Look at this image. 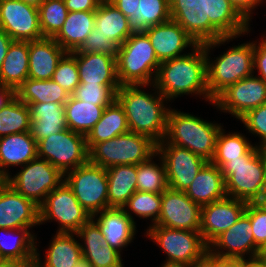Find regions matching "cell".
I'll return each instance as SVG.
<instances>
[{
  "label": "cell",
  "mask_w": 266,
  "mask_h": 267,
  "mask_svg": "<svg viewBox=\"0 0 266 267\" xmlns=\"http://www.w3.org/2000/svg\"><path fill=\"white\" fill-rule=\"evenodd\" d=\"M35 261L2 260L0 267H34Z\"/></svg>",
  "instance_id": "6f0895ef"
},
{
  "label": "cell",
  "mask_w": 266,
  "mask_h": 267,
  "mask_svg": "<svg viewBox=\"0 0 266 267\" xmlns=\"http://www.w3.org/2000/svg\"><path fill=\"white\" fill-rule=\"evenodd\" d=\"M146 237L153 240L166 253V262L191 265L209 249V245L204 241L200 231L149 225Z\"/></svg>",
  "instance_id": "4fadbf2b"
},
{
  "label": "cell",
  "mask_w": 266,
  "mask_h": 267,
  "mask_svg": "<svg viewBox=\"0 0 266 267\" xmlns=\"http://www.w3.org/2000/svg\"><path fill=\"white\" fill-rule=\"evenodd\" d=\"M108 208H122L137 191V165H116L106 169Z\"/></svg>",
  "instance_id": "836d02e7"
},
{
  "label": "cell",
  "mask_w": 266,
  "mask_h": 267,
  "mask_svg": "<svg viewBox=\"0 0 266 267\" xmlns=\"http://www.w3.org/2000/svg\"><path fill=\"white\" fill-rule=\"evenodd\" d=\"M186 195L201 207L227 196L225 180L218 166L207 162L185 190Z\"/></svg>",
  "instance_id": "83f0119b"
},
{
  "label": "cell",
  "mask_w": 266,
  "mask_h": 267,
  "mask_svg": "<svg viewBox=\"0 0 266 267\" xmlns=\"http://www.w3.org/2000/svg\"><path fill=\"white\" fill-rule=\"evenodd\" d=\"M157 154L164 162L168 187L177 191L185 192L208 162L189 149L173 144H157Z\"/></svg>",
  "instance_id": "2e32d148"
},
{
  "label": "cell",
  "mask_w": 266,
  "mask_h": 267,
  "mask_svg": "<svg viewBox=\"0 0 266 267\" xmlns=\"http://www.w3.org/2000/svg\"><path fill=\"white\" fill-rule=\"evenodd\" d=\"M67 52L53 39L29 41L28 78L50 80L59 61Z\"/></svg>",
  "instance_id": "484cf974"
},
{
  "label": "cell",
  "mask_w": 266,
  "mask_h": 267,
  "mask_svg": "<svg viewBox=\"0 0 266 267\" xmlns=\"http://www.w3.org/2000/svg\"><path fill=\"white\" fill-rule=\"evenodd\" d=\"M29 42L12 41L0 69V84L17 89L27 78Z\"/></svg>",
  "instance_id": "d590c367"
},
{
  "label": "cell",
  "mask_w": 266,
  "mask_h": 267,
  "mask_svg": "<svg viewBox=\"0 0 266 267\" xmlns=\"http://www.w3.org/2000/svg\"><path fill=\"white\" fill-rule=\"evenodd\" d=\"M37 157L48 161L63 175L89 161L86 136L69 128L37 142Z\"/></svg>",
  "instance_id": "9c48e42d"
},
{
  "label": "cell",
  "mask_w": 266,
  "mask_h": 267,
  "mask_svg": "<svg viewBox=\"0 0 266 267\" xmlns=\"http://www.w3.org/2000/svg\"><path fill=\"white\" fill-rule=\"evenodd\" d=\"M30 228L33 227L0 228V257L3 260L35 261L37 235L32 234Z\"/></svg>",
  "instance_id": "4dcf8cb0"
},
{
  "label": "cell",
  "mask_w": 266,
  "mask_h": 267,
  "mask_svg": "<svg viewBox=\"0 0 266 267\" xmlns=\"http://www.w3.org/2000/svg\"><path fill=\"white\" fill-rule=\"evenodd\" d=\"M72 95L80 84L76 58L67 52L59 61L55 72L51 78Z\"/></svg>",
  "instance_id": "f6af8a7d"
},
{
  "label": "cell",
  "mask_w": 266,
  "mask_h": 267,
  "mask_svg": "<svg viewBox=\"0 0 266 267\" xmlns=\"http://www.w3.org/2000/svg\"><path fill=\"white\" fill-rule=\"evenodd\" d=\"M64 175L48 161L36 157L21 170L6 177V183L26 198L41 205L63 181Z\"/></svg>",
  "instance_id": "7c38bea8"
},
{
  "label": "cell",
  "mask_w": 266,
  "mask_h": 267,
  "mask_svg": "<svg viewBox=\"0 0 266 267\" xmlns=\"http://www.w3.org/2000/svg\"><path fill=\"white\" fill-rule=\"evenodd\" d=\"M217 267H244V259L221 258L217 255Z\"/></svg>",
  "instance_id": "9f6ffc18"
},
{
  "label": "cell",
  "mask_w": 266,
  "mask_h": 267,
  "mask_svg": "<svg viewBox=\"0 0 266 267\" xmlns=\"http://www.w3.org/2000/svg\"><path fill=\"white\" fill-rule=\"evenodd\" d=\"M39 211L40 225L53 220L59 224L56 232L76 233L92 218L65 181L46 196Z\"/></svg>",
  "instance_id": "8fae6325"
},
{
  "label": "cell",
  "mask_w": 266,
  "mask_h": 267,
  "mask_svg": "<svg viewBox=\"0 0 266 267\" xmlns=\"http://www.w3.org/2000/svg\"><path fill=\"white\" fill-rule=\"evenodd\" d=\"M40 226L39 205L5 183L0 188V228Z\"/></svg>",
  "instance_id": "44dd1931"
},
{
  "label": "cell",
  "mask_w": 266,
  "mask_h": 267,
  "mask_svg": "<svg viewBox=\"0 0 266 267\" xmlns=\"http://www.w3.org/2000/svg\"><path fill=\"white\" fill-rule=\"evenodd\" d=\"M12 41L13 40L2 29H0V69Z\"/></svg>",
  "instance_id": "11a10c76"
},
{
  "label": "cell",
  "mask_w": 266,
  "mask_h": 267,
  "mask_svg": "<svg viewBox=\"0 0 266 267\" xmlns=\"http://www.w3.org/2000/svg\"><path fill=\"white\" fill-rule=\"evenodd\" d=\"M82 53H102L117 58L118 47L93 29L85 42L78 49Z\"/></svg>",
  "instance_id": "c3c4849f"
},
{
  "label": "cell",
  "mask_w": 266,
  "mask_h": 267,
  "mask_svg": "<svg viewBox=\"0 0 266 267\" xmlns=\"http://www.w3.org/2000/svg\"><path fill=\"white\" fill-rule=\"evenodd\" d=\"M64 181L91 216L108 209L106 168L88 161L86 164L67 172L64 175Z\"/></svg>",
  "instance_id": "30bf717a"
},
{
  "label": "cell",
  "mask_w": 266,
  "mask_h": 267,
  "mask_svg": "<svg viewBox=\"0 0 266 267\" xmlns=\"http://www.w3.org/2000/svg\"><path fill=\"white\" fill-rule=\"evenodd\" d=\"M157 153V143L150 137L128 132L95 144L89 150V162L103 168L138 165Z\"/></svg>",
  "instance_id": "ba28073f"
},
{
  "label": "cell",
  "mask_w": 266,
  "mask_h": 267,
  "mask_svg": "<svg viewBox=\"0 0 266 267\" xmlns=\"http://www.w3.org/2000/svg\"><path fill=\"white\" fill-rule=\"evenodd\" d=\"M76 58L80 84L120 85L116 58L102 53L70 52Z\"/></svg>",
  "instance_id": "d4e9b609"
},
{
  "label": "cell",
  "mask_w": 266,
  "mask_h": 267,
  "mask_svg": "<svg viewBox=\"0 0 266 267\" xmlns=\"http://www.w3.org/2000/svg\"><path fill=\"white\" fill-rule=\"evenodd\" d=\"M206 27L201 12L191 0L171 20L149 27L144 32L161 63L188 54L184 50L200 43Z\"/></svg>",
  "instance_id": "277c9868"
},
{
  "label": "cell",
  "mask_w": 266,
  "mask_h": 267,
  "mask_svg": "<svg viewBox=\"0 0 266 267\" xmlns=\"http://www.w3.org/2000/svg\"><path fill=\"white\" fill-rule=\"evenodd\" d=\"M16 97V90L0 84V109L6 106Z\"/></svg>",
  "instance_id": "db71d44e"
},
{
  "label": "cell",
  "mask_w": 266,
  "mask_h": 267,
  "mask_svg": "<svg viewBox=\"0 0 266 267\" xmlns=\"http://www.w3.org/2000/svg\"><path fill=\"white\" fill-rule=\"evenodd\" d=\"M254 145L256 144H252L244 134H226L222 127L217 137L214 157L210 162L220 168L225 162L241 159V156L246 155Z\"/></svg>",
  "instance_id": "f35d334b"
},
{
  "label": "cell",
  "mask_w": 266,
  "mask_h": 267,
  "mask_svg": "<svg viewBox=\"0 0 266 267\" xmlns=\"http://www.w3.org/2000/svg\"><path fill=\"white\" fill-rule=\"evenodd\" d=\"M129 131L130 129L125 111L116 100L113 104L104 109L101 119L87 134V149L89 151L95 144L115 138Z\"/></svg>",
  "instance_id": "e575fe53"
},
{
  "label": "cell",
  "mask_w": 266,
  "mask_h": 267,
  "mask_svg": "<svg viewBox=\"0 0 266 267\" xmlns=\"http://www.w3.org/2000/svg\"><path fill=\"white\" fill-rule=\"evenodd\" d=\"M109 246L120 253L133 242L136 224L122 208H108L92 216Z\"/></svg>",
  "instance_id": "cb8c5ba5"
},
{
  "label": "cell",
  "mask_w": 266,
  "mask_h": 267,
  "mask_svg": "<svg viewBox=\"0 0 266 267\" xmlns=\"http://www.w3.org/2000/svg\"><path fill=\"white\" fill-rule=\"evenodd\" d=\"M259 202L266 206V185H265V190H264L263 196Z\"/></svg>",
  "instance_id": "e7e4bbea"
},
{
  "label": "cell",
  "mask_w": 266,
  "mask_h": 267,
  "mask_svg": "<svg viewBox=\"0 0 266 267\" xmlns=\"http://www.w3.org/2000/svg\"><path fill=\"white\" fill-rule=\"evenodd\" d=\"M30 126V108L17 97L0 109V137L29 132Z\"/></svg>",
  "instance_id": "ab89813d"
},
{
  "label": "cell",
  "mask_w": 266,
  "mask_h": 267,
  "mask_svg": "<svg viewBox=\"0 0 266 267\" xmlns=\"http://www.w3.org/2000/svg\"><path fill=\"white\" fill-rule=\"evenodd\" d=\"M36 157L37 142L30 132L0 137V172L5 177L10 175V166L22 167Z\"/></svg>",
  "instance_id": "4316f807"
},
{
  "label": "cell",
  "mask_w": 266,
  "mask_h": 267,
  "mask_svg": "<svg viewBox=\"0 0 266 267\" xmlns=\"http://www.w3.org/2000/svg\"><path fill=\"white\" fill-rule=\"evenodd\" d=\"M208 27H241L249 25L253 10L263 0H192Z\"/></svg>",
  "instance_id": "ac0fdd59"
},
{
  "label": "cell",
  "mask_w": 266,
  "mask_h": 267,
  "mask_svg": "<svg viewBox=\"0 0 266 267\" xmlns=\"http://www.w3.org/2000/svg\"><path fill=\"white\" fill-rule=\"evenodd\" d=\"M245 213L250 217L255 244L266 254V206L260 202H250Z\"/></svg>",
  "instance_id": "bcb514c9"
},
{
  "label": "cell",
  "mask_w": 266,
  "mask_h": 267,
  "mask_svg": "<svg viewBox=\"0 0 266 267\" xmlns=\"http://www.w3.org/2000/svg\"><path fill=\"white\" fill-rule=\"evenodd\" d=\"M160 267H190V264L165 261Z\"/></svg>",
  "instance_id": "94428289"
},
{
  "label": "cell",
  "mask_w": 266,
  "mask_h": 267,
  "mask_svg": "<svg viewBox=\"0 0 266 267\" xmlns=\"http://www.w3.org/2000/svg\"><path fill=\"white\" fill-rule=\"evenodd\" d=\"M160 163H155L153 158ZM137 191L162 194L167 188L166 169L162 158L156 153L146 162L137 165Z\"/></svg>",
  "instance_id": "60d3db41"
},
{
  "label": "cell",
  "mask_w": 266,
  "mask_h": 267,
  "mask_svg": "<svg viewBox=\"0 0 266 267\" xmlns=\"http://www.w3.org/2000/svg\"><path fill=\"white\" fill-rule=\"evenodd\" d=\"M117 78L122 85H151L160 66L145 32L132 33L118 48Z\"/></svg>",
  "instance_id": "52a82bcc"
},
{
  "label": "cell",
  "mask_w": 266,
  "mask_h": 267,
  "mask_svg": "<svg viewBox=\"0 0 266 267\" xmlns=\"http://www.w3.org/2000/svg\"><path fill=\"white\" fill-rule=\"evenodd\" d=\"M221 123L209 122L190 113L172 109L167 116V130L164 140L158 144H173L189 149L210 162L215 154Z\"/></svg>",
  "instance_id": "5b68a950"
},
{
  "label": "cell",
  "mask_w": 266,
  "mask_h": 267,
  "mask_svg": "<svg viewBox=\"0 0 266 267\" xmlns=\"http://www.w3.org/2000/svg\"><path fill=\"white\" fill-rule=\"evenodd\" d=\"M96 33L109 38L118 48L132 34L128 18L110 2L101 1L95 11L94 28Z\"/></svg>",
  "instance_id": "d6a6232c"
},
{
  "label": "cell",
  "mask_w": 266,
  "mask_h": 267,
  "mask_svg": "<svg viewBox=\"0 0 266 267\" xmlns=\"http://www.w3.org/2000/svg\"><path fill=\"white\" fill-rule=\"evenodd\" d=\"M31 111L30 135L38 142L67 128L64 104L40 102L29 105Z\"/></svg>",
  "instance_id": "f1b7e54d"
},
{
  "label": "cell",
  "mask_w": 266,
  "mask_h": 267,
  "mask_svg": "<svg viewBox=\"0 0 266 267\" xmlns=\"http://www.w3.org/2000/svg\"><path fill=\"white\" fill-rule=\"evenodd\" d=\"M265 102L266 82L253 74L228 86L214 99L212 105L239 120L249 110Z\"/></svg>",
  "instance_id": "5bb4252c"
},
{
  "label": "cell",
  "mask_w": 266,
  "mask_h": 267,
  "mask_svg": "<svg viewBox=\"0 0 266 267\" xmlns=\"http://www.w3.org/2000/svg\"><path fill=\"white\" fill-rule=\"evenodd\" d=\"M24 3H26L27 5L39 8V6L45 1V0H20Z\"/></svg>",
  "instance_id": "6125c7cd"
},
{
  "label": "cell",
  "mask_w": 266,
  "mask_h": 267,
  "mask_svg": "<svg viewBox=\"0 0 266 267\" xmlns=\"http://www.w3.org/2000/svg\"><path fill=\"white\" fill-rule=\"evenodd\" d=\"M240 122L244 124V127L249 133L259 137V144L257 145L266 149V102L257 108L249 110L240 119Z\"/></svg>",
  "instance_id": "7dc6e473"
},
{
  "label": "cell",
  "mask_w": 266,
  "mask_h": 267,
  "mask_svg": "<svg viewBox=\"0 0 266 267\" xmlns=\"http://www.w3.org/2000/svg\"><path fill=\"white\" fill-rule=\"evenodd\" d=\"M76 233L56 232L48 246L44 262L40 251L36 250L34 267H75L82 256L81 244L75 239Z\"/></svg>",
  "instance_id": "f546056e"
},
{
  "label": "cell",
  "mask_w": 266,
  "mask_h": 267,
  "mask_svg": "<svg viewBox=\"0 0 266 267\" xmlns=\"http://www.w3.org/2000/svg\"><path fill=\"white\" fill-rule=\"evenodd\" d=\"M201 206L184 191L167 188L161 194V211L154 225L173 229L200 231Z\"/></svg>",
  "instance_id": "d6986e66"
},
{
  "label": "cell",
  "mask_w": 266,
  "mask_h": 267,
  "mask_svg": "<svg viewBox=\"0 0 266 267\" xmlns=\"http://www.w3.org/2000/svg\"><path fill=\"white\" fill-rule=\"evenodd\" d=\"M68 12L96 11L101 0H64Z\"/></svg>",
  "instance_id": "f907efd6"
},
{
  "label": "cell",
  "mask_w": 266,
  "mask_h": 267,
  "mask_svg": "<svg viewBox=\"0 0 266 267\" xmlns=\"http://www.w3.org/2000/svg\"><path fill=\"white\" fill-rule=\"evenodd\" d=\"M121 85L79 84L72 96L97 106H110L117 100Z\"/></svg>",
  "instance_id": "ee69618b"
},
{
  "label": "cell",
  "mask_w": 266,
  "mask_h": 267,
  "mask_svg": "<svg viewBox=\"0 0 266 267\" xmlns=\"http://www.w3.org/2000/svg\"><path fill=\"white\" fill-rule=\"evenodd\" d=\"M146 86L154 88L155 92L146 93L140 89ZM117 101L125 111L130 132L146 135L157 144L164 140L169 102L153 84L122 85L117 92Z\"/></svg>",
  "instance_id": "3957f363"
},
{
  "label": "cell",
  "mask_w": 266,
  "mask_h": 267,
  "mask_svg": "<svg viewBox=\"0 0 266 267\" xmlns=\"http://www.w3.org/2000/svg\"><path fill=\"white\" fill-rule=\"evenodd\" d=\"M209 250L221 258L246 259L249 255L250 260L266 255L255 244L250 217L245 212L209 244Z\"/></svg>",
  "instance_id": "9a60e30c"
},
{
  "label": "cell",
  "mask_w": 266,
  "mask_h": 267,
  "mask_svg": "<svg viewBox=\"0 0 266 267\" xmlns=\"http://www.w3.org/2000/svg\"><path fill=\"white\" fill-rule=\"evenodd\" d=\"M250 25L241 27H206L204 30V50L206 54L207 88L210 100L214 99L228 86L249 77L254 71V44L234 45L226 52L212 59L209 55L215 47L250 32ZM212 48V49H211ZM211 50V51H210ZM211 58V59H210ZM214 60V61H213Z\"/></svg>",
  "instance_id": "6da1fadb"
},
{
  "label": "cell",
  "mask_w": 266,
  "mask_h": 267,
  "mask_svg": "<svg viewBox=\"0 0 266 267\" xmlns=\"http://www.w3.org/2000/svg\"><path fill=\"white\" fill-rule=\"evenodd\" d=\"M81 250L93 267H124L121 253L109 246L99 225L91 218L77 232ZM84 243V244H83Z\"/></svg>",
  "instance_id": "603a6c76"
},
{
  "label": "cell",
  "mask_w": 266,
  "mask_h": 267,
  "mask_svg": "<svg viewBox=\"0 0 266 267\" xmlns=\"http://www.w3.org/2000/svg\"><path fill=\"white\" fill-rule=\"evenodd\" d=\"M228 197L259 202L266 185V149L255 145L241 159L230 160L220 167Z\"/></svg>",
  "instance_id": "8992f818"
},
{
  "label": "cell",
  "mask_w": 266,
  "mask_h": 267,
  "mask_svg": "<svg viewBox=\"0 0 266 267\" xmlns=\"http://www.w3.org/2000/svg\"><path fill=\"white\" fill-rule=\"evenodd\" d=\"M106 107L78 100L70 95L64 104L67 128L87 136L94 125L101 119Z\"/></svg>",
  "instance_id": "74e56055"
},
{
  "label": "cell",
  "mask_w": 266,
  "mask_h": 267,
  "mask_svg": "<svg viewBox=\"0 0 266 267\" xmlns=\"http://www.w3.org/2000/svg\"><path fill=\"white\" fill-rule=\"evenodd\" d=\"M38 11L43 37L53 38L62 28L68 14L64 0H45Z\"/></svg>",
  "instance_id": "7bdbcfd3"
},
{
  "label": "cell",
  "mask_w": 266,
  "mask_h": 267,
  "mask_svg": "<svg viewBox=\"0 0 266 267\" xmlns=\"http://www.w3.org/2000/svg\"><path fill=\"white\" fill-rule=\"evenodd\" d=\"M110 3L119 9L127 18L134 14L135 0H112Z\"/></svg>",
  "instance_id": "f5cc1de1"
},
{
  "label": "cell",
  "mask_w": 266,
  "mask_h": 267,
  "mask_svg": "<svg viewBox=\"0 0 266 267\" xmlns=\"http://www.w3.org/2000/svg\"><path fill=\"white\" fill-rule=\"evenodd\" d=\"M247 202L226 196L201 207L200 232L209 245L245 212Z\"/></svg>",
  "instance_id": "ffe728a7"
},
{
  "label": "cell",
  "mask_w": 266,
  "mask_h": 267,
  "mask_svg": "<svg viewBox=\"0 0 266 267\" xmlns=\"http://www.w3.org/2000/svg\"><path fill=\"white\" fill-rule=\"evenodd\" d=\"M190 267H217V255L213 254L209 249L198 257Z\"/></svg>",
  "instance_id": "816d5d0a"
},
{
  "label": "cell",
  "mask_w": 266,
  "mask_h": 267,
  "mask_svg": "<svg viewBox=\"0 0 266 267\" xmlns=\"http://www.w3.org/2000/svg\"><path fill=\"white\" fill-rule=\"evenodd\" d=\"M260 41H253L254 44V70L258 71L260 79L266 82V36L262 35ZM265 36V38H264Z\"/></svg>",
  "instance_id": "681fc988"
},
{
  "label": "cell",
  "mask_w": 266,
  "mask_h": 267,
  "mask_svg": "<svg viewBox=\"0 0 266 267\" xmlns=\"http://www.w3.org/2000/svg\"><path fill=\"white\" fill-rule=\"evenodd\" d=\"M101 1H104V2H111L112 0H101Z\"/></svg>",
  "instance_id": "03108f58"
},
{
  "label": "cell",
  "mask_w": 266,
  "mask_h": 267,
  "mask_svg": "<svg viewBox=\"0 0 266 267\" xmlns=\"http://www.w3.org/2000/svg\"><path fill=\"white\" fill-rule=\"evenodd\" d=\"M184 56L160 63L153 85L169 101L183 95H199L210 100L207 88L204 32L200 43Z\"/></svg>",
  "instance_id": "7a4b0ae2"
},
{
  "label": "cell",
  "mask_w": 266,
  "mask_h": 267,
  "mask_svg": "<svg viewBox=\"0 0 266 267\" xmlns=\"http://www.w3.org/2000/svg\"><path fill=\"white\" fill-rule=\"evenodd\" d=\"M16 97L27 104L54 102L65 104L70 94L57 82L27 78L17 89Z\"/></svg>",
  "instance_id": "8d00e7d4"
},
{
  "label": "cell",
  "mask_w": 266,
  "mask_h": 267,
  "mask_svg": "<svg viewBox=\"0 0 266 267\" xmlns=\"http://www.w3.org/2000/svg\"><path fill=\"white\" fill-rule=\"evenodd\" d=\"M191 0H135L134 14L128 17L132 33L144 32L171 20Z\"/></svg>",
  "instance_id": "7402d4cb"
},
{
  "label": "cell",
  "mask_w": 266,
  "mask_h": 267,
  "mask_svg": "<svg viewBox=\"0 0 266 267\" xmlns=\"http://www.w3.org/2000/svg\"><path fill=\"white\" fill-rule=\"evenodd\" d=\"M124 212L132 219L136 224L135 218H133L132 213L138 216L140 219L145 218L152 220L154 225L160 216L161 211V194L153 192H141L136 191L127 201V203L122 207Z\"/></svg>",
  "instance_id": "b9f144b4"
},
{
  "label": "cell",
  "mask_w": 266,
  "mask_h": 267,
  "mask_svg": "<svg viewBox=\"0 0 266 267\" xmlns=\"http://www.w3.org/2000/svg\"><path fill=\"white\" fill-rule=\"evenodd\" d=\"M95 11L68 12L60 31L53 39L66 51L78 50L94 28Z\"/></svg>",
  "instance_id": "1f68e13d"
},
{
  "label": "cell",
  "mask_w": 266,
  "mask_h": 267,
  "mask_svg": "<svg viewBox=\"0 0 266 267\" xmlns=\"http://www.w3.org/2000/svg\"><path fill=\"white\" fill-rule=\"evenodd\" d=\"M6 183V177L0 172V188Z\"/></svg>",
  "instance_id": "be15d7a7"
},
{
  "label": "cell",
  "mask_w": 266,
  "mask_h": 267,
  "mask_svg": "<svg viewBox=\"0 0 266 267\" xmlns=\"http://www.w3.org/2000/svg\"><path fill=\"white\" fill-rule=\"evenodd\" d=\"M244 267H266V255L256 259H244Z\"/></svg>",
  "instance_id": "680465c9"
},
{
  "label": "cell",
  "mask_w": 266,
  "mask_h": 267,
  "mask_svg": "<svg viewBox=\"0 0 266 267\" xmlns=\"http://www.w3.org/2000/svg\"><path fill=\"white\" fill-rule=\"evenodd\" d=\"M0 29L13 41H34L41 33L38 8L20 0H0Z\"/></svg>",
  "instance_id": "e0dca14e"
},
{
  "label": "cell",
  "mask_w": 266,
  "mask_h": 267,
  "mask_svg": "<svg viewBox=\"0 0 266 267\" xmlns=\"http://www.w3.org/2000/svg\"><path fill=\"white\" fill-rule=\"evenodd\" d=\"M75 267H93V266L91 262L84 255H82L75 264Z\"/></svg>",
  "instance_id": "91938a15"
}]
</instances>
